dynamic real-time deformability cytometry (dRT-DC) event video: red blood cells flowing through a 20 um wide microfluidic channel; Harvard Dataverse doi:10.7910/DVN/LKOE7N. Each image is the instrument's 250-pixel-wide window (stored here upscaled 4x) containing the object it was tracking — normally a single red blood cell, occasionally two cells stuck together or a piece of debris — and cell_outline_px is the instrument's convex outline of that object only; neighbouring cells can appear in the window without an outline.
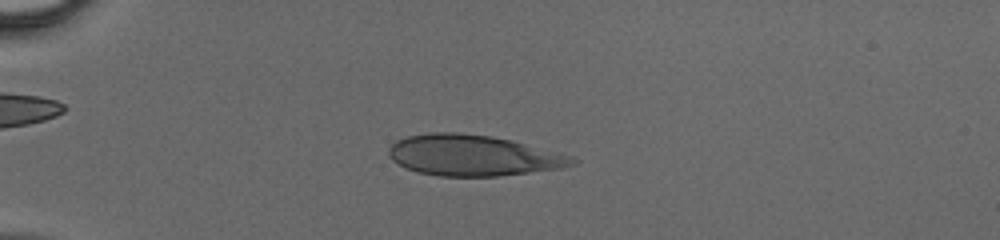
{"species": "human", "species_latin": "Homo sapiens", "temperature_condition": "cold", "stored_images_in_passage": 38, "camera_frame_rate_fps": 3000, "um_per_image_px": 0.085, "donor": {"sex": "male"}, "frame": {"image": 1, "passage_image": 5, "time_ms": 1.333, "image_size_px": [1000, 240], "cell_outline_px": [[580, 160], [576, 164], [560, 168], [496, 176], [440, 176], [416, 172], [392, 160], [388, 156], [388, 148], [396, 140], [408, 136], [428, 132], [456, 132], [492, 136], [512, 140], [572, 156]], "centroid_in_image_um": [40.19, 13.2], "position_along_channel_um": 44.8, "area_um2": 43.7}}
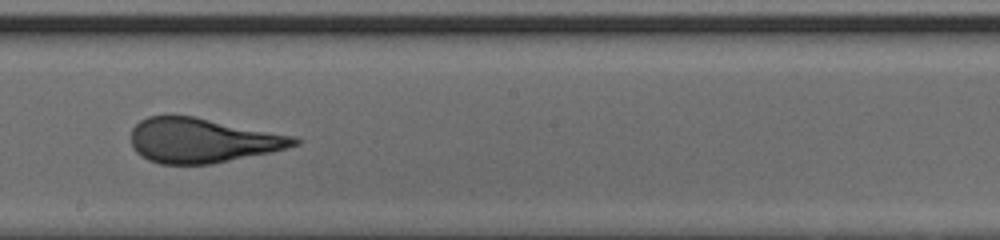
{"frame": {"image": 2, "passage_image": 20, "time_ms": 6.333, "image_size_px": [1000, 240], "cell_outline_px": [[304, 140], [300, 144], [268, 152], [212, 164], [160, 164], [148, 160], [140, 156], [136, 152], [132, 144], [132, 128], [140, 120], [148, 116], [196, 116], [296, 136]], "centroid_in_image_um": [17.21, 11.93], "position_along_channel_um": 231.0, "area_um2": 42.54}}
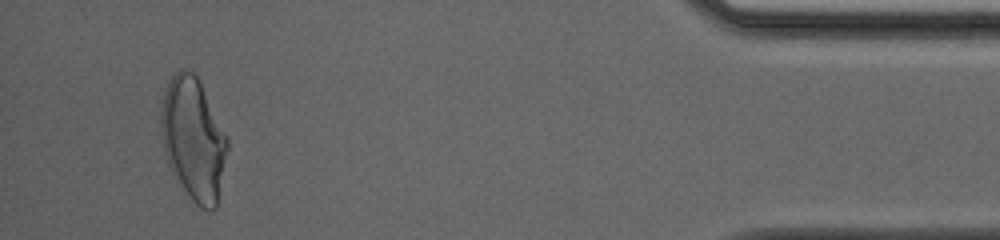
{"frame": {"image": 3, "passage_image": 36, "time_ms": 11.667, "image_size_px": [1000, 240], "cell_outline_px": [[228, 148], [216, 208], [212, 212], [200, 208], [192, 200], [172, 172], [168, 164], [164, 148], [160, 124], [160, 112], [164, 92], [168, 80], [180, 68], [188, 68], [200, 80], [228, 136]], "centroid_in_image_um": [16.45, 11.77], "position_along_channel_um": 418.8, "area_um2": 47.63}}